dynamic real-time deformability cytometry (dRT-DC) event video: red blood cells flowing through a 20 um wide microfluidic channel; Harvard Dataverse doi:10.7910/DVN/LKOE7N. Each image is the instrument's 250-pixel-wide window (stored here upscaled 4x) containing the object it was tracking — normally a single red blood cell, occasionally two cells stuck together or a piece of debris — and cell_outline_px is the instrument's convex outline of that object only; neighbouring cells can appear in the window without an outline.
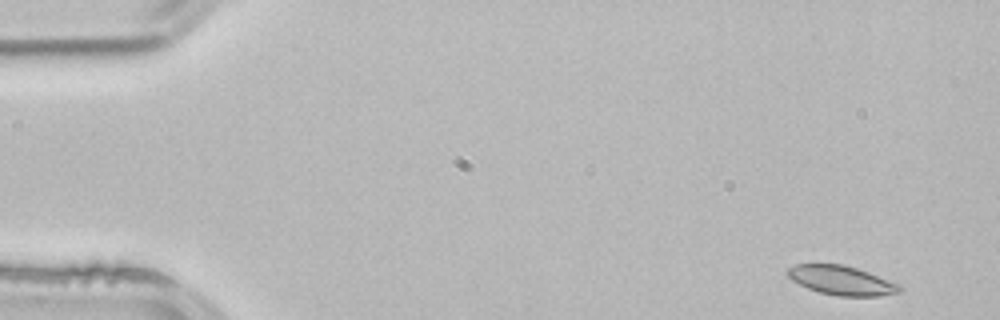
{"species": "common noctule bat (a hibernating species)", "species_latin": "Nyctalus noctula", "temperature_condition": "room temperature", "stored_images_in_passage": 51, "camera_frame_rate_fps": 3000, "um_per_image_px": 0.085, "animal": {"sex": "male", "body_mass_g": 21.5, "forearm_length_mm": 52.0}, "frame": {"image": 1, "passage_image": 1, "time_ms": 0.0, "image_size_px": [1000, 320], "cell_outline_px": [[904, 292], [880, 296], [836, 296], [820, 292], [808, 288], [792, 280], [784, 272], [788, 268], [796, 264], [844, 264], [868, 272], [900, 284], [904, 288]], "centroid_in_image_um": [71.57, 23.84], "position_along_channel_um": 13.4, "area_um2": 19.25}}
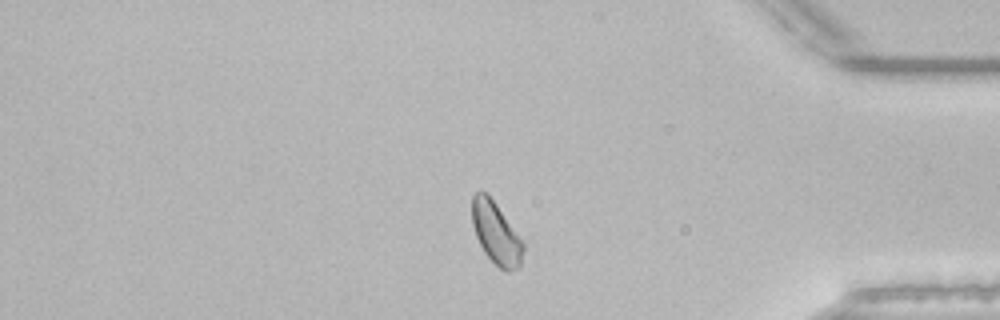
{"frame": {"image": 2, "passage_image": 42, "time_ms": 13.667, "image_size_px": [1000, 320], "cell_outline_px": [[524, 248], [520, 264], [516, 268], [508, 272], [504, 272], [484, 252], [476, 236], [472, 224], [472, 196], [476, 192], [484, 192], [496, 204], [524, 244]], "centroid_in_image_um": [42.15, 19.84], "position_along_channel_um": 393.1, "area_um2": 17.98}}